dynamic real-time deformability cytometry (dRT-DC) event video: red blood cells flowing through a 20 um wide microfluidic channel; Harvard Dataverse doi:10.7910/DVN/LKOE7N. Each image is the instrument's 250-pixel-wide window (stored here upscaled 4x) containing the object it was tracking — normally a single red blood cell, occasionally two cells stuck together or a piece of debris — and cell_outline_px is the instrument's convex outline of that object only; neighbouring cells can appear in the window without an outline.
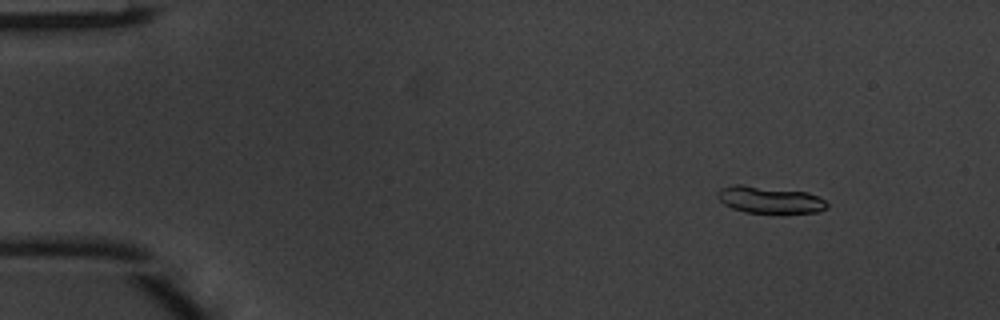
{"species": "common noctule bat (a hibernating species)", "species_latin": "Nyctalus noctula", "temperature_condition": "warm", "stored_images_in_passage": 50, "camera_frame_rate_fps": 3000, "um_per_image_px": 0.085, "animal": {"sex": "male", "body_mass_g": 20.1, "forearm_length_mm": 53.5}, "frame": {"image": 1, "passage_image": 6, "time_ms": 1.667, "image_size_px": [1000, 320], "cell_outline_px": [[828, 208], [820, 212], [744, 212], [732, 208], [724, 204], [716, 196], [720, 188], [732, 184], [744, 184], [808, 192], [824, 200], [828, 204]], "centroid_in_image_um": [65.4, 16.96], "position_along_channel_um": 19.6, "area_um2": 17.17}}
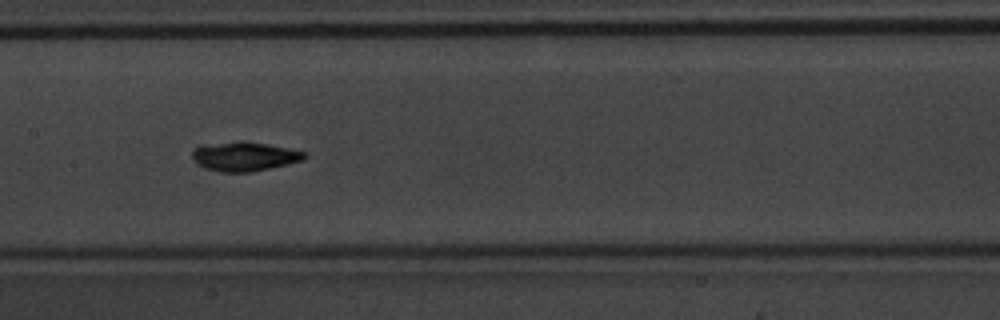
{"frame": {"image": 2, "passage_image": 25, "time_ms": 8.0, "image_size_px": [1000, 320], "cell_outline_px": [[308, 156], [304, 160], [288, 164], [252, 172], [220, 172], [204, 168], [196, 164], [192, 156], [192, 148], [200, 144], [236, 140], [244, 140], [268, 144], [308, 152]], "centroid_in_image_um": [20.74, 13.27], "position_along_channel_um": 186.7, "area_um2": 19.77}}
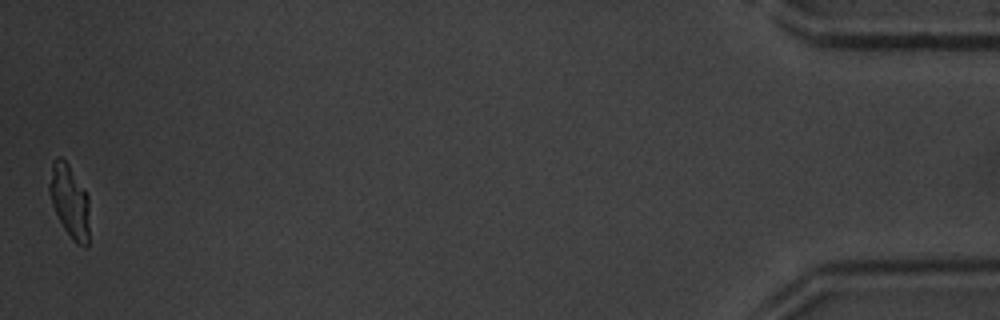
{"frame": {"image": 3, "passage_image": 49, "time_ms": 16.0, "image_size_px": [1000, 320], "cell_outline_px": [[88, 248], [84, 248], [76, 244], [72, 240], [64, 228], [52, 204], [48, 192], [48, 184], [52, 164], [56, 156], [60, 156], [68, 164], [88, 196]], "centroid_in_image_um": [5.9, 17.12], "position_along_channel_um": 429.3, "area_um2": 16.94}}